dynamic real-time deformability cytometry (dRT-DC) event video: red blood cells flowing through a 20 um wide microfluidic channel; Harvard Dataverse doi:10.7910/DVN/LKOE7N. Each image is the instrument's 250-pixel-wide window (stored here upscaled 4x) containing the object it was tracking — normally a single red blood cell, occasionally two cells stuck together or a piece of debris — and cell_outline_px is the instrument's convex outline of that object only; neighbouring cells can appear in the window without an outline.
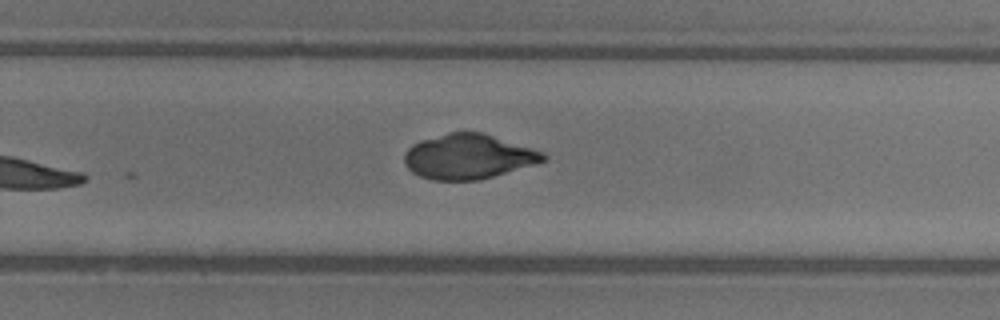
{"species": "common noctule bat (a hibernating species)", "species_latin": "Nyctalus noctula", "temperature_condition": "warm", "stored_images_in_passage": 30, "camera_frame_rate_fps": 3000, "um_per_image_px": 0.085, "animal": {"sex": "female"}, "frame": {"image": 1, "passage_image": 30, "time_ms": 9.667, "image_size_px": [1000, 320], "cell_outline_px": [[548, 160], [536, 164], [480, 180], [432, 180], [420, 176], [412, 172], [404, 164], [404, 156], [408, 148], [412, 144], [420, 140], [448, 132], [480, 132], [532, 148], [544, 152], [548, 156]], "centroid_in_image_um": [39.81, 13.31], "position_along_channel_um": 290.0, "area_um2": 36.36}}